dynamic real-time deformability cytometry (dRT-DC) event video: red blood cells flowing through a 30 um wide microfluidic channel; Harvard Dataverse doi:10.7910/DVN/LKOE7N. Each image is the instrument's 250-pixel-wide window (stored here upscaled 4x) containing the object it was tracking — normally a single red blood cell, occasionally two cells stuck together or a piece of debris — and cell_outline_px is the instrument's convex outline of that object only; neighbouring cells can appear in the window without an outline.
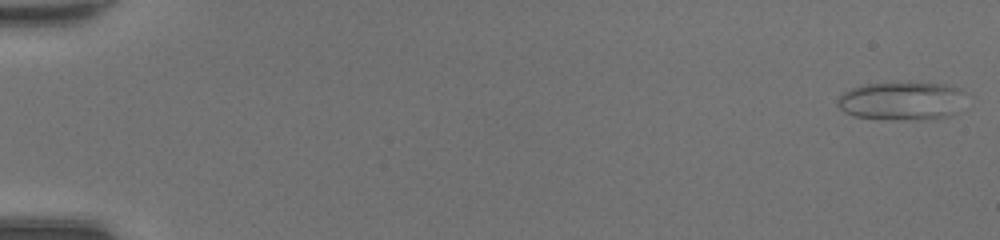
{"species": "common noctule bat (a hibernating species)", "species_latin": "Nyctalus noctula", "temperature_condition": "room temperature", "stored_images_in_passage": 48, "camera_frame_rate_fps": 3000, "um_per_image_px": 0.085, "animal": {"sex": "female", "body_mass_g": 20.0, "forearm_length_mm": 54.0}, "frame": {"image": 1, "passage_image": 1, "time_ms": 0.0, "image_size_px": [1000, 240], "cell_outline_px": [[964, 92], [956, 112], [952, 116], [928, 120], [904, 120], [856, 116], [844, 112], [836, 104], [836, 100], [844, 92], [860, 84], [944, 84], [960, 88]], "centroid_in_image_um": [76.63, 8.6], "position_along_channel_um": 8.4, "area_um2": 28.26}}
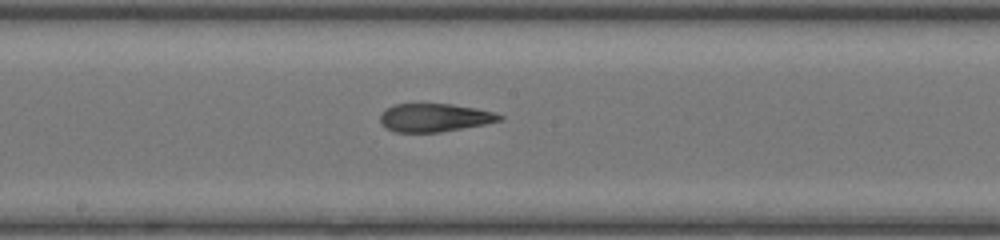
{"frame": {"image": 2, "passage_image": 27, "time_ms": 8.667, "image_size_px": [1000, 240], "cell_outline_px": [[504, 120], [484, 124], [440, 132], [396, 132], [384, 128], [380, 120], [380, 112], [384, 108], [392, 104], [452, 104], [476, 108], [496, 112], [504, 116]], "centroid_in_image_um": [36.92, 9.99], "position_along_channel_um": 211.3, "area_um2": 19.88}}
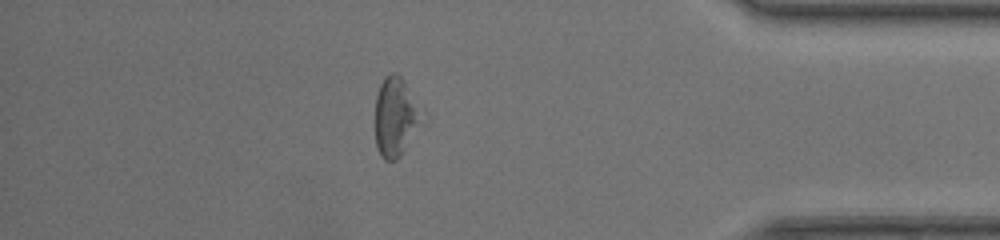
{"frame": {"image": 3, "passage_image": 42, "time_ms": 13.667, "image_size_px": [1000, 240], "cell_outline_px": [[428, 124], [400, 156], [396, 160], [384, 160], [380, 156], [376, 144], [376, 96], [380, 84], [384, 76], [388, 72], [396, 72], [404, 80], [428, 116]], "centroid_in_image_um": [33.76, 9.95], "position_along_channel_um": 401.4, "area_um2": 23.06}, "authors_computed_cell_mechanics": {"area_um2": 22.253, "velocity_mm_per_s": 4.4191, "shape_relaxation_time_tau1_ms": null, "shape_relaxation_time_tau2_ms": 2.186, "deformation_change_tau1": null, "deformation_change_tau2": 0.1152}}